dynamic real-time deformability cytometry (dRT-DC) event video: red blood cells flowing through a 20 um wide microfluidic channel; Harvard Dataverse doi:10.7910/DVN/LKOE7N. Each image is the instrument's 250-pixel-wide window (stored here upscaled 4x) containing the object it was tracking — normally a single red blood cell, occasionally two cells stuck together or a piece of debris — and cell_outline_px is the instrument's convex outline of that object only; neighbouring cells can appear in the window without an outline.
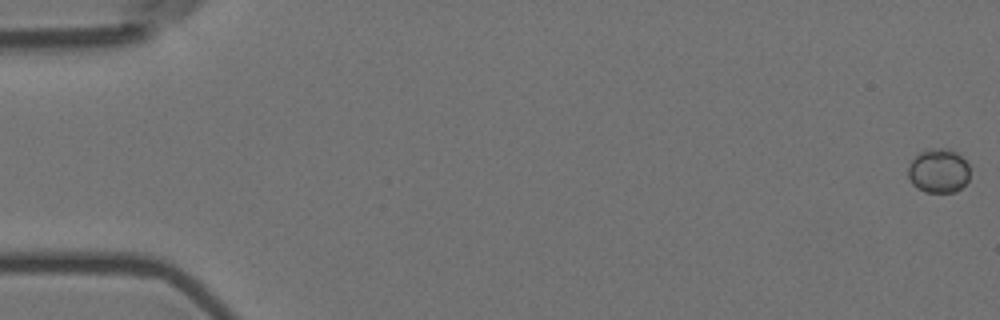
{"species": "Egyptian fruit bat (a non-hibernating species)", "species_latin": "Rousettus aegyptiacus", "temperature_condition": "room temperature", "stored_images_in_passage": 58, "camera_frame_rate_fps": 3000, "um_per_image_px": 0.085, "animal": {"sex": "female"}, "frame": {"image": 1, "passage_image": 1, "time_ms": 0.0, "image_size_px": [1000, 320], "cell_outline_px": [[968, 180], [956, 192], [924, 192], [916, 188], [912, 184], [908, 176], [908, 164], [912, 156], [924, 148], [952, 148], [968, 164]], "centroid_in_image_um": [79.72, 14.49], "position_along_channel_um": 5.3, "area_um2": 16.3}}
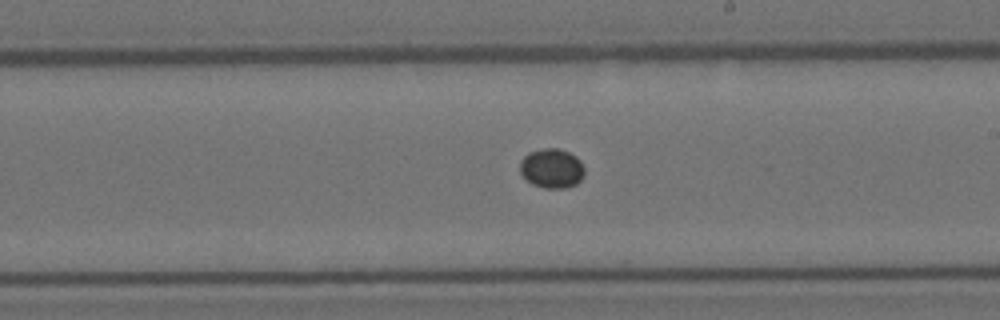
{"frame": {"image": 2, "passage_image": 34, "time_ms": 11.0, "image_size_px": [1000, 320], "cell_outline_px": [[584, 176], [576, 184], [564, 188], [544, 188], [532, 184], [520, 172], [520, 160], [528, 152], [544, 148], [560, 148], [576, 156], [580, 160], [584, 168]], "centroid_in_image_um": [46.9, 14.3], "position_along_channel_um": 242.1, "area_um2": 14.91}}
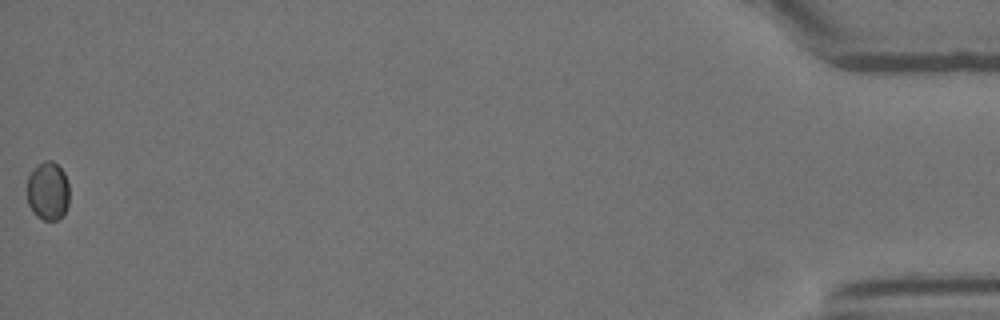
{"frame": {"image": 3, "passage_image": 58, "time_ms": 19.0, "image_size_px": [1000, 320], "cell_outline_px": [[68, 208], [56, 220], [44, 220], [36, 216], [32, 212], [28, 204], [28, 176], [44, 160], [52, 160], [64, 172], [68, 184]], "centroid_in_image_um": [4.08, 16.25], "position_along_channel_um": 431.1, "area_um2": 14.22}}